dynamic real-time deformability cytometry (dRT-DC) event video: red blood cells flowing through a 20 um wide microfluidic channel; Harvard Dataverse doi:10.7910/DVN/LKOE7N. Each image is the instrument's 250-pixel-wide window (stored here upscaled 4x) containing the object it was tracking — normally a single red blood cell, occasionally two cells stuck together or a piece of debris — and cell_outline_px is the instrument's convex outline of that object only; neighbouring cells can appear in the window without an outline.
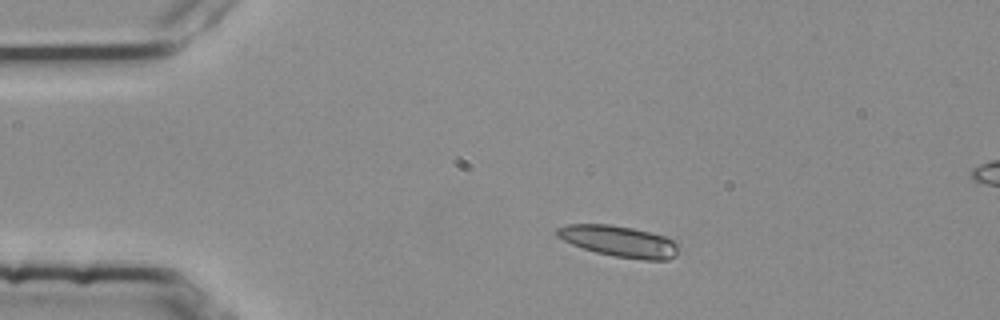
{"species": "common noctule bat (a hibernating species)", "species_latin": "Nyctalus noctula", "temperature_condition": "room temperature", "stored_images_in_passage": 3, "camera_frame_rate_fps": 3000, "um_per_image_px": 0.085, "animal": {"sex": "female", "body_mass_g": 25.1}, "frame": {"image": 1, "passage_image": 2, "time_ms": 0.333, "image_size_px": [1000, 320], "cell_outline_px": [[676, 256], [668, 260], [644, 260], [616, 256], [596, 252], [572, 244], [556, 236], [556, 228], [568, 224], [612, 224], [632, 228], [668, 236], [676, 244]], "centroid_in_image_um": [52.62, 20.5], "position_along_channel_um": 32.4, "area_um2": 21.96}}